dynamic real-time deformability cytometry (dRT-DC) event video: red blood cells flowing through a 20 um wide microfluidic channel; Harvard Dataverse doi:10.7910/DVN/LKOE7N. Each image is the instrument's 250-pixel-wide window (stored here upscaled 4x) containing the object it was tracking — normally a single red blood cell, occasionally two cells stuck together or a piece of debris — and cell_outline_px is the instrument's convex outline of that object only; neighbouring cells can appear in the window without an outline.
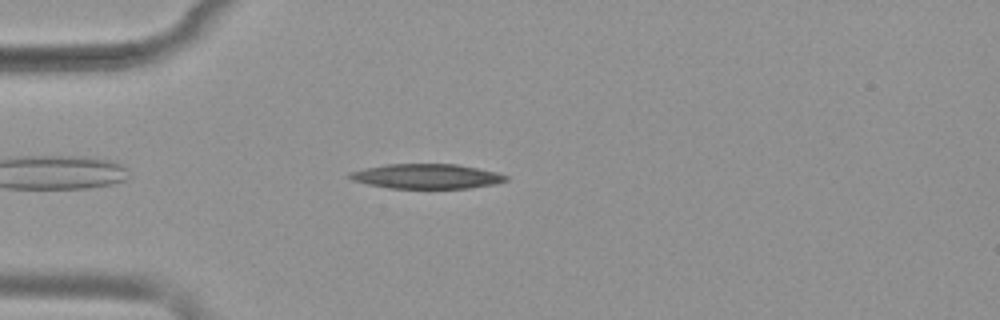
{"species": "common noctule bat (a hibernating species)", "species_latin": "Nyctalus noctula", "temperature_condition": "warm", "stored_images_in_passage": 44, "camera_frame_rate_fps": 3000, "um_per_image_px": 0.085, "animal": {"sex": "female", "body_mass_g": 19.9}, "frame": {"image": 1, "passage_image": 5, "time_ms": 1.333, "image_size_px": [1000, 320], "cell_outline_px": [[508, 180], [496, 184], [468, 188], [388, 188], [368, 184], [352, 180], [348, 176], [348, 172], [364, 168], [388, 164], [456, 164], [496, 172], [508, 176]], "centroid_in_image_um": [36.25, 14.98], "position_along_channel_um": 48.8, "area_um2": 22.48}}
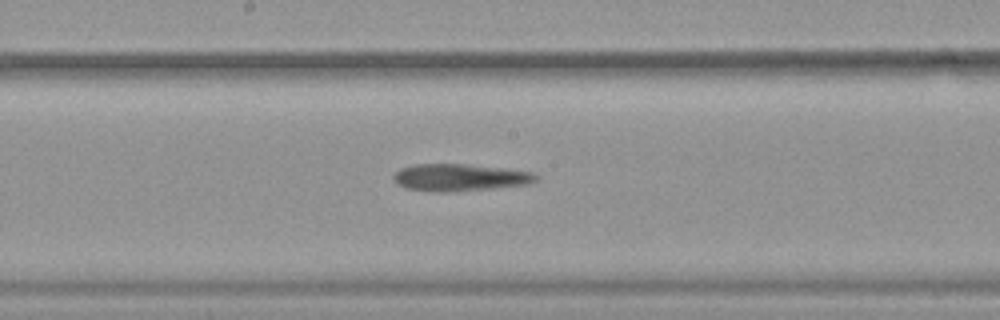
{"frame": {"image": 2, "passage_image": 19, "time_ms": 6.0, "image_size_px": [1000, 320], "cell_outline_px": [[536, 180], [528, 184], [456, 192], [432, 192], [404, 188], [392, 176], [400, 168], [416, 164], [464, 164], [532, 172], [536, 176]], "centroid_in_image_um": [39.03, 15.1], "position_along_channel_um": 209.2, "area_um2": 22.25}}
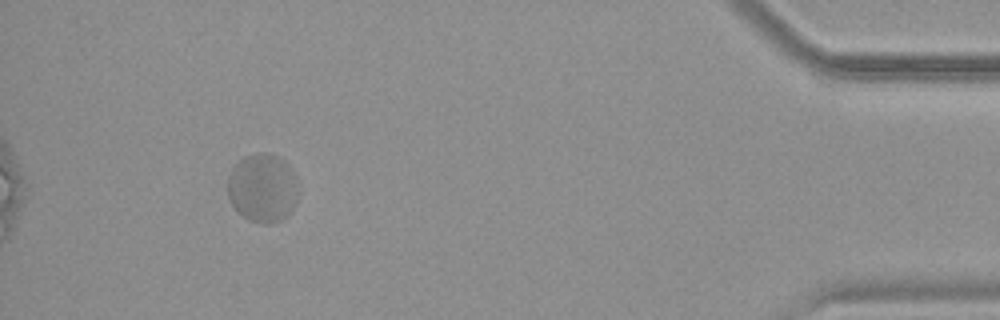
{"frame": {"image": 3, "passage_image": 40, "time_ms": 13.0, "image_size_px": [1000, 320], "cell_outline_px": [[296, 196], [292, 208], [288, 216], [280, 220], [268, 224], [264, 224], [248, 220], [236, 212], [228, 196], [228, 172], [244, 156], [256, 152], [280, 156], [288, 164], [296, 176]], "centroid_in_image_um": [22.29, 15.97], "position_along_channel_um": 412.9, "area_um2": 28.38}}